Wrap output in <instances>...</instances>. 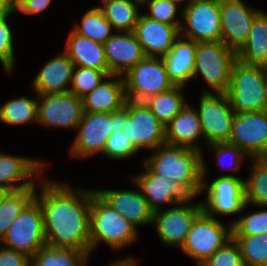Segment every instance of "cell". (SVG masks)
<instances>
[{
  "instance_id": "obj_28",
  "label": "cell",
  "mask_w": 267,
  "mask_h": 266,
  "mask_svg": "<svg viewBox=\"0 0 267 266\" xmlns=\"http://www.w3.org/2000/svg\"><path fill=\"white\" fill-rule=\"evenodd\" d=\"M245 64L267 67V13L261 11L254 19L246 43L237 52Z\"/></svg>"
},
{
  "instance_id": "obj_43",
  "label": "cell",
  "mask_w": 267,
  "mask_h": 266,
  "mask_svg": "<svg viewBox=\"0 0 267 266\" xmlns=\"http://www.w3.org/2000/svg\"><path fill=\"white\" fill-rule=\"evenodd\" d=\"M208 147L216 153L217 162L220 165L221 162L225 159V157H230L231 168L228 167L229 169L227 171H239V169H241L242 167L241 162L243 161V157H249L242 149L238 148L235 145L229 144L228 142L212 143L209 144ZM222 168V170L226 169L224 166Z\"/></svg>"
},
{
  "instance_id": "obj_35",
  "label": "cell",
  "mask_w": 267,
  "mask_h": 266,
  "mask_svg": "<svg viewBox=\"0 0 267 266\" xmlns=\"http://www.w3.org/2000/svg\"><path fill=\"white\" fill-rule=\"evenodd\" d=\"M252 170L245 181L246 204L267 207V166L259 159H252Z\"/></svg>"
},
{
  "instance_id": "obj_8",
  "label": "cell",
  "mask_w": 267,
  "mask_h": 266,
  "mask_svg": "<svg viewBox=\"0 0 267 266\" xmlns=\"http://www.w3.org/2000/svg\"><path fill=\"white\" fill-rule=\"evenodd\" d=\"M0 243L30 258L46 245L43 213L35 198L16 217Z\"/></svg>"
},
{
  "instance_id": "obj_12",
  "label": "cell",
  "mask_w": 267,
  "mask_h": 266,
  "mask_svg": "<svg viewBox=\"0 0 267 266\" xmlns=\"http://www.w3.org/2000/svg\"><path fill=\"white\" fill-rule=\"evenodd\" d=\"M199 106L197 112L207 145L228 142L235 112L226 93L204 91Z\"/></svg>"
},
{
  "instance_id": "obj_31",
  "label": "cell",
  "mask_w": 267,
  "mask_h": 266,
  "mask_svg": "<svg viewBox=\"0 0 267 266\" xmlns=\"http://www.w3.org/2000/svg\"><path fill=\"white\" fill-rule=\"evenodd\" d=\"M88 255L81 250L42 246L31 258V266H86Z\"/></svg>"
},
{
  "instance_id": "obj_42",
  "label": "cell",
  "mask_w": 267,
  "mask_h": 266,
  "mask_svg": "<svg viewBox=\"0 0 267 266\" xmlns=\"http://www.w3.org/2000/svg\"><path fill=\"white\" fill-rule=\"evenodd\" d=\"M143 5H148L150 13L144 14L150 19L165 23L168 25H181L179 20H175L179 6L171 0H145Z\"/></svg>"
},
{
  "instance_id": "obj_36",
  "label": "cell",
  "mask_w": 267,
  "mask_h": 266,
  "mask_svg": "<svg viewBox=\"0 0 267 266\" xmlns=\"http://www.w3.org/2000/svg\"><path fill=\"white\" fill-rule=\"evenodd\" d=\"M232 238L239 246L244 266H264L267 263V233Z\"/></svg>"
},
{
  "instance_id": "obj_4",
  "label": "cell",
  "mask_w": 267,
  "mask_h": 266,
  "mask_svg": "<svg viewBox=\"0 0 267 266\" xmlns=\"http://www.w3.org/2000/svg\"><path fill=\"white\" fill-rule=\"evenodd\" d=\"M235 113L265 111L267 104V67L235 61L226 92Z\"/></svg>"
},
{
  "instance_id": "obj_33",
  "label": "cell",
  "mask_w": 267,
  "mask_h": 266,
  "mask_svg": "<svg viewBox=\"0 0 267 266\" xmlns=\"http://www.w3.org/2000/svg\"><path fill=\"white\" fill-rule=\"evenodd\" d=\"M38 100L21 96L0 106V121L8 125L37 123Z\"/></svg>"
},
{
  "instance_id": "obj_27",
  "label": "cell",
  "mask_w": 267,
  "mask_h": 266,
  "mask_svg": "<svg viewBox=\"0 0 267 266\" xmlns=\"http://www.w3.org/2000/svg\"><path fill=\"white\" fill-rule=\"evenodd\" d=\"M64 52L73 62L74 66L94 68L110 76L105 57L103 44L70 32Z\"/></svg>"
},
{
  "instance_id": "obj_38",
  "label": "cell",
  "mask_w": 267,
  "mask_h": 266,
  "mask_svg": "<svg viewBox=\"0 0 267 266\" xmlns=\"http://www.w3.org/2000/svg\"><path fill=\"white\" fill-rule=\"evenodd\" d=\"M232 236H253L267 233V210H259L233 220Z\"/></svg>"
},
{
  "instance_id": "obj_5",
  "label": "cell",
  "mask_w": 267,
  "mask_h": 266,
  "mask_svg": "<svg viewBox=\"0 0 267 266\" xmlns=\"http://www.w3.org/2000/svg\"><path fill=\"white\" fill-rule=\"evenodd\" d=\"M126 125V107L113 113L84 112L77 127V136L70 147L73 157H89L103 154L108 137L113 130H122Z\"/></svg>"
},
{
  "instance_id": "obj_9",
  "label": "cell",
  "mask_w": 267,
  "mask_h": 266,
  "mask_svg": "<svg viewBox=\"0 0 267 266\" xmlns=\"http://www.w3.org/2000/svg\"><path fill=\"white\" fill-rule=\"evenodd\" d=\"M127 100L144 102L172 89L162 57H145L123 75Z\"/></svg>"
},
{
  "instance_id": "obj_50",
  "label": "cell",
  "mask_w": 267,
  "mask_h": 266,
  "mask_svg": "<svg viewBox=\"0 0 267 266\" xmlns=\"http://www.w3.org/2000/svg\"><path fill=\"white\" fill-rule=\"evenodd\" d=\"M5 193H6L5 191L0 190V201H1V199H2V197H3V195H4Z\"/></svg>"
},
{
  "instance_id": "obj_16",
  "label": "cell",
  "mask_w": 267,
  "mask_h": 266,
  "mask_svg": "<svg viewBox=\"0 0 267 266\" xmlns=\"http://www.w3.org/2000/svg\"><path fill=\"white\" fill-rule=\"evenodd\" d=\"M228 143L258 159L267 149V111L235 113Z\"/></svg>"
},
{
  "instance_id": "obj_19",
  "label": "cell",
  "mask_w": 267,
  "mask_h": 266,
  "mask_svg": "<svg viewBox=\"0 0 267 266\" xmlns=\"http://www.w3.org/2000/svg\"><path fill=\"white\" fill-rule=\"evenodd\" d=\"M181 25H168L140 14L134 28L146 57H163L180 36Z\"/></svg>"
},
{
  "instance_id": "obj_23",
  "label": "cell",
  "mask_w": 267,
  "mask_h": 266,
  "mask_svg": "<svg viewBox=\"0 0 267 266\" xmlns=\"http://www.w3.org/2000/svg\"><path fill=\"white\" fill-rule=\"evenodd\" d=\"M74 64L63 51L47 61L34 77L32 86L37 94L68 93Z\"/></svg>"
},
{
  "instance_id": "obj_41",
  "label": "cell",
  "mask_w": 267,
  "mask_h": 266,
  "mask_svg": "<svg viewBox=\"0 0 267 266\" xmlns=\"http://www.w3.org/2000/svg\"><path fill=\"white\" fill-rule=\"evenodd\" d=\"M7 17L9 15L0 17V62L9 76L15 67V53L13 35L7 23Z\"/></svg>"
},
{
  "instance_id": "obj_10",
  "label": "cell",
  "mask_w": 267,
  "mask_h": 266,
  "mask_svg": "<svg viewBox=\"0 0 267 266\" xmlns=\"http://www.w3.org/2000/svg\"><path fill=\"white\" fill-rule=\"evenodd\" d=\"M231 239V224L227 227L217 218L202 211L192 223L181 249L186 255L194 258L195 265L199 266Z\"/></svg>"
},
{
  "instance_id": "obj_21",
  "label": "cell",
  "mask_w": 267,
  "mask_h": 266,
  "mask_svg": "<svg viewBox=\"0 0 267 266\" xmlns=\"http://www.w3.org/2000/svg\"><path fill=\"white\" fill-rule=\"evenodd\" d=\"M103 47L111 75L123 76L146 57L133 32L119 31V34H113Z\"/></svg>"
},
{
  "instance_id": "obj_37",
  "label": "cell",
  "mask_w": 267,
  "mask_h": 266,
  "mask_svg": "<svg viewBox=\"0 0 267 266\" xmlns=\"http://www.w3.org/2000/svg\"><path fill=\"white\" fill-rule=\"evenodd\" d=\"M104 78L112 79L113 75L108 76L105 72L94 68L74 66L69 92L82 98L97 87Z\"/></svg>"
},
{
  "instance_id": "obj_49",
  "label": "cell",
  "mask_w": 267,
  "mask_h": 266,
  "mask_svg": "<svg viewBox=\"0 0 267 266\" xmlns=\"http://www.w3.org/2000/svg\"><path fill=\"white\" fill-rule=\"evenodd\" d=\"M173 3H175L176 5H178V6H180L179 4H183V2L184 1H186V0H171ZM188 1V0H187ZM192 0H189L188 2H187V5H185V6H188V4L191 2Z\"/></svg>"
},
{
  "instance_id": "obj_26",
  "label": "cell",
  "mask_w": 267,
  "mask_h": 266,
  "mask_svg": "<svg viewBox=\"0 0 267 266\" xmlns=\"http://www.w3.org/2000/svg\"><path fill=\"white\" fill-rule=\"evenodd\" d=\"M200 136L203 138L198 112L189 104L165 126V142L169 145L192 148L201 152L196 143Z\"/></svg>"
},
{
  "instance_id": "obj_34",
  "label": "cell",
  "mask_w": 267,
  "mask_h": 266,
  "mask_svg": "<svg viewBox=\"0 0 267 266\" xmlns=\"http://www.w3.org/2000/svg\"><path fill=\"white\" fill-rule=\"evenodd\" d=\"M112 24L105 18L103 11L92 7L82 17L81 24H76L73 31L78 35L104 44L113 34Z\"/></svg>"
},
{
  "instance_id": "obj_48",
  "label": "cell",
  "mask_w": 267,
  "mask_h": 266,
  "mask_svg": "<svg viewBox=\"0 0 267 266\" xmlns=\"http://www.w3.org/2000/svg\"><path fill=\"white\" fill-rule=\"evenodd\" d=\"M258 159L267 166V149Z\"/></svg>"
},
{
  "instance_id": "obj_46",
  "label": "cell",
  "mask_w": 267,
  "mask_h": 266,
  "mask_svg": "<svg viewBox=\"0 0 267 266\" xmlns=\"http://www.w3.org/2000/svg\"><path fill=\"white\" fill-rule=\"evenodd\" d=\"M16 12L14 0H0V17Z\"/></svg>"
},
{
  "instance_id": "obj_11",
  "label": "cell",
  "mask_w": 267,
  "mask_h": 266,
  "mask_svg": "<svg viewBox=\"0 0 267 266\" xmlns=\"http://www.w3.org/2000/svg\"><path fill=\"white\" fill-rule=\"evenodd\" d=\"M180 14V36L197 43L221 41L220 0H192Z\"/></svg>"
},
{
  "instance_id": "obj_39",
  "label": "cell",
  "mask_w": 267,
  "mask_h": 266,
  "mask_svg": "<svg viewBox=\"0 0 267 266\" xmlns=\"http://www.w3.org/2000/svg\"><path fill=\"white\" fill-rule=\"evenodd\" d=\"M137 152H139V150L127 139L122 130L112 131L103 150L104 156L113 160L127 159Z\"/></svg>"
},
{
  "instance_id": "obj_40",
  "label": "cell",
  "mask_w": 267,
  "mask_h": 266,
  "mask_svg": "<svg viewBox=\"0 0 267 266\" xmlns=\"http://www.w3.org/2000/svg\"><path fill=\"white\" fill-rule=\"evenodd\" d=\"M199 266H244L238 244L232 238Z\"/></svg>"
},
{
  "instance_id": "obj_1",
  "label": "cell",
  "mask_w": 267,
  "mask_h": 266,
  "mask_svg": "<svg viewBox=\"0 0 267 266\" xmlns=\"http://www.w3.org/2000/svg\"><path fill=\"white\" fill-rule=\"evenodd\" d=\"M39 183L40 196L35 192L34 198L42 209L46 244L81 250L89 256L91 190L73 189L47 178Z\"/></svg>"
},
{
  "instance_id": "obj_17",
  "label": "cell",
  "mask_w": 267,
  "mask_h": 266,
  "mask_svg": "<svg viewBox=\"0 0 267 266\" xmlns=\"http://www.w3.org/2000/svg\"><path fill=\"white\" fill-rule=\"evenodd\" d=\"M145 171L133 177L151 210H161L162 204L177 205L193 201L195 197L179 182L163 175L155 174L145 163Z\"/></svg>"
},
{
  "instance_id": "obj_25",
  "label": "cell",
  "mask_w": 267,
  "mask_h": 266,
  "mask_svg": "<svg viewBox=\"0 0 267 266\" xmlns=\"http://www.w3.org/2000/svg\"><path fill=\"white\" fill-rule=\"evenodd\" d=\"M180 36L174 41L169 52L162 57L169 79L175 86H185L194 78L197 42Z\"/></svg>"
},
{
  "instance_id": "obj_7",
  "label": "cell",
  "mask_w": 267,
  "mask_h": 266,
  "mask_svg": "<svg viewBox=\"0 0 267 266\" xmlns=\"http://www.w3.org/2000/svg\"><path fill=\"white\" fill-rule=\"evenodd\" d=\"M237 52L221 41L199 42L195 54L194 77L199 73L215 93H226Z\"/></svg>"
},
{
  "instance_id": "obj_32",
  "label": "cell",
  "mask_w": 267,
  "mask_h": 266,
  "mask_svg": "<svg viewBox=\"0 0 267 266\" xmlns=\"http://www.w3.org/2000/svg\"><path fill=\"white\" fill-rule=\"evenodd\" d=\"M36 186L6 192L0 201V241L25 206L35 197Z\"/></svg>"
},
{
  "instance_id": "obj_18",
  "label": "cell",
  "mask_w": 267,
  "mask_h": 266,
  "mask_svg": "<svg viewBox=\"0 0 267 266\" xmlns=\"http://www.w3.org/2000/svg\"><path fill=\"white\" fill-rule=\"evenodd\" d=\"M260 12L241 0H220L221 42L238 52L246 43L252 23Z\"/></svg>"
},
{
  "instance_id": "obj_24",
  "label": "cell",
  "mask_w": 267,
  "mask_h": 266,
  "mask_svg": "<svg viewBox=\"0 0 267 266\" xmlns=\"http://www.w3.org/2000/svg\"><path fill=\"white\" fill-rule=\"evenodd\" d=\"M113 77L109 81L103 80L81 98L84 112L113 113L125 106L127 98L123 77L119 75H113Z\"/></svg>"
},
{
  "instance_id": "obj_47",
  "label": "cell",
  "mask_w": 267,
  "mask_h": 266,
  "mask_svg": "<svg viewBox=\"0 0 267 266\" xmlns=\"http://www.w3.org/2000/svg\"><path fill=\"white\" fill-rule=\"evenodd\" d=\"M138 260L135 258H131V257H125L122 259H117L115 262L111 263L109 266H137V264L139 262H137Z\"/></svg>"
},
{
  "instance_id": "obj_20",
  "label": "cell",
  "mask_w": 267,
  "mask_h": 266,
  "mask_svg": "<svg viewBox=\"0 0 267 266\" xmlns=\"http://www.w3.org/2000/svg\"><path fill=\"white\" fill-rule=\"evenodd\" d=\"M43 166V161L0 153V190L11 192L35 186V179L41 180Z\"/></svg>"
},
{
  "instance_id": "obj_13",
  "label": "cell",
  "mask_w": 267,
  "mask_h": 266,
  "mask_svg": "<svg viewBox=\"0 0 267 266\" xmlns=\"http://www.w3.org/2000/svg\"><path fill=\"white\" fill-rule=\"evenodd\" d=\"M126 125L122 131L140 150L156 148L165 144V127L158 121L145 102L127 100Z\"/></svg>"
},
{
  "instance_id": "obj_44",
  "label": "cell",
  "mask_w": 267,
  "mask_h": 266,
  "mask_svg": "<svg viewBox=\"0 0 267 266\" xmlns=\"http://www.w3.org/2000/svg\"><path fill=\"white\" fill-rule=\"evenodd\" d=\"M0 266H31V258L3 245L0 246Z\"/></svg>"
},
{
  "instance_id": "obj_22",
  "label": "cell",
  "mask_w": 267,
  "mask_h": 266,
  "mask_svg": "<svg viewBox=\"0 0 267 266\" xmlns=\"http://www.w3.org/2000/svg\"><path fill=\"white\" fill-rule=\"evenodd\" d=\"M95 191L118 213L136 228L153 222V211L140 191L96 190Z\"/></svg>"
},
{
  "instance_id": "obj_6",
  "label": "cell",
  "mask_w": 267,
  "mask_h": 266,
  "mask_svg": "<svg viewBox=\"0 0 267 266\" xmlns=\"http://www.w3.org/2000/svg\"><path fill=\"white\" fill-rule=\"evenodd\" d=\"M202 159L201 194L207 190L205 201L201 202L203 211L210 217L240 213L248 206L245 198V181L234 174H226L214 179L209 186L205 180L207 170Z\"/></svg>"
},
{
  "instance_id": "obj_45",
  "label": "cell",
  "mask_w": 267,
  "mask_h": 266,
  "mask_svg": "<svg viewBox=\"0 0 267 266\" xmlns=\"http://www.w3.org/2000/svg\"><path fill=\"white\" fill-rule=\"evenodd\" d=\"M52 0H14V9L24 14H37L45 10Z\"/></svg>"
},
{
  "instance_id": "obj_14",
  "label": "cell",
  "mask_w": 267,
  "mask_h": 266,
  "mask_svg": "<svg viewBox=\"0 0 267 266\" xmlns=\"http://www.w3.org/2000/svg\"><path fill=\"white\" fill-rule=\"evenodd\" d=\"M37 123L77 129L82 119V99L73 93L38 94Z\"/></svg>"
},
{
  "instance_id": "obj_29",
  "label": "cell",
  "mask_w": 267,
  "mask_h": 266,
  "mask_svg": "<svg viewBox=\"0 0 267 266\" xmlns=\"http://www.w3.org/2000/svg\"><path fill=\"white\" fill-rule=\"evenodd\" d=\"M105 18L112 24L117 32H133L140 15L138 6L142 4L138 0H102Z\"/></svg>"
},
{
  "instance_id": "obj_30",
  "label": "cell",
  "mask_w": 267,
  "mask_h": 266,
  "mask_svg": "<svg viewBox=\"0 0 267 266\" xmlns=\"http://www.w3.org/2000/svg\"><path fill=\"white\" fill-rule=\"evenodd\" d=\"M183 86H174L172 89L149 97L145 104L165 127L187 105L182 94Z\"/></svg>"
},
{
  "instance_id": "obj_2",
  "label": "cell",
  "mask_w": 267,
  "mask_h": 266,
  "mask_svg": "<svg viewBox=\"0 0 267 266\" xmlns=\"http://www.w3.org/2000/svg\"><path fill=\"white\" fill-rule=\"evenodd\" d=\"M144 163L155 173L182 184L194 197L202 191V152L163 144Z\"/></svg>"
},
{
  "instance_id": "obj_3",
  "label": "cell",
  "mask_w": 267,
  "mask_h": 266,
  "mask_svg": "<svg viewBox=\"0 0 267 266\" xmlns=\"http://www.w3.org/2000/svg\"><path fill=\"white\" fill-rule=\"evenodd\" d=\"M137 235V228L130 221L91 190L90 255L101 241L118 250L135 242Z\"/></svg>"
},
{
  "instance_id": "obj_15",
  "label": "cell",
  "mask_w": 267,
  "mask_h": 266,
  "mask_svg": "<svg viewBox=\"0 0 267 266\" xmlns=\"http://www.w3.org/2000/svg\"><path fill=\"white\" fill-rule=\"evenodd\" d=\"M190 202H182L173 208L153 213L152 224L156 226L157 235L163 244L178 245L180 248L184 244L192 223L203 211L201 202L193 205Z\"/></svg>"
}]
</instances>
